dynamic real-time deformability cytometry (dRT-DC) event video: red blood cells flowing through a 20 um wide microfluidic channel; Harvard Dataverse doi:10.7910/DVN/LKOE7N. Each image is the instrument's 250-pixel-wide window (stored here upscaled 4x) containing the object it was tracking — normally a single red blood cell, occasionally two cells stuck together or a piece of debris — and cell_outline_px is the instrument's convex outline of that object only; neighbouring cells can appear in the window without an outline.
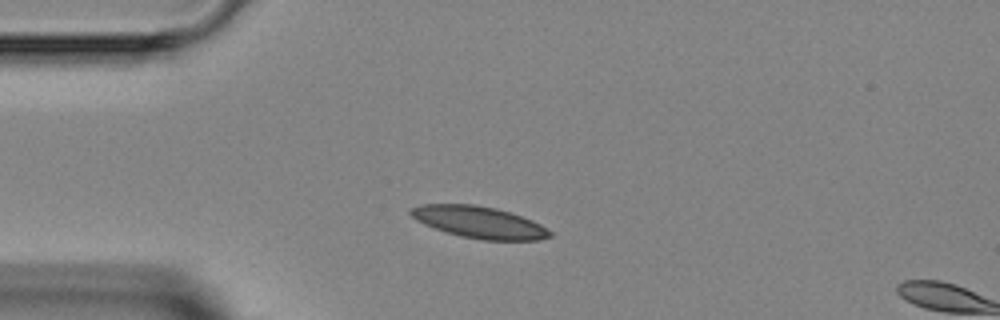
{"species": "Egyptian fruit bat (a non-hibernating species)", "species_latin": "Rousettus aegyptiacus", "temperature_condition": "room temperature", "stored_images_in_passage": 3, "camera_frame_rate_fps": 3000, "um_per_image_px": 0.085, "animal": {"sex": "female"}, "frame": {"image": 1, "passage_image": 2, "time_ms": 1.333, "image_size_px": [1000, 320], "cell_outline_px": [[552, 236], [540, 240], [484, 240], [460, 236], [424, 224], [416, 220], [408, 212], [412, 208], [420, 204], [476, 204], [496, 208], [532, 220], [540, 224], [552, 232]], "centroid_in_image_um": [40.74, 18.89], "position_along_channel_um": 44.3, "area_um2": 25.61}}